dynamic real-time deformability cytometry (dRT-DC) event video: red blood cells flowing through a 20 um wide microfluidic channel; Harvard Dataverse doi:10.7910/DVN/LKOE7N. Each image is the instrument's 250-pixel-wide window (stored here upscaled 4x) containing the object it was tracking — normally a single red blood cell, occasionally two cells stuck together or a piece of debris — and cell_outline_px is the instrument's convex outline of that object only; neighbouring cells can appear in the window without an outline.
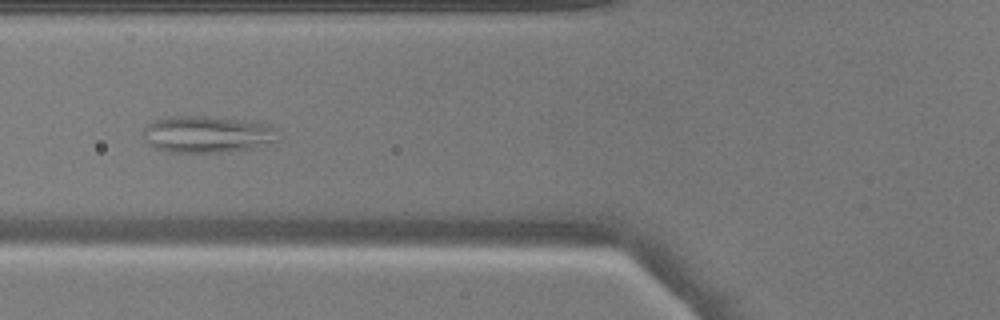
{"species": "common noctule bat (a hibernating species)", "species_latin": "Nyctalus noctula", "temperature_condition": "warm", "stored_images_in_passage": 37, "camera_frame_rate_fps": 3000, "um_per_image_px": 0.085, "animal": {"sex": "male", "body_mass_g": 17.9}, "frame": {"image": 1, "passage_image": 12, "time_ms": 3.667, "image_size_px": [1000, 320], "cell_outline_px": [[280, 140], [252, 148], [220, 152], [168, 152], [156, 148], [144, 136], [144, 128], [148, 124], [156, 120], [168, 116], [204, 116], [236, 120], [260, 124], [276, 128]], "centroid_in_image_um": [17.61, 11.42], "position_along_channel_um": 108.2, "area_um2": 28.26}}
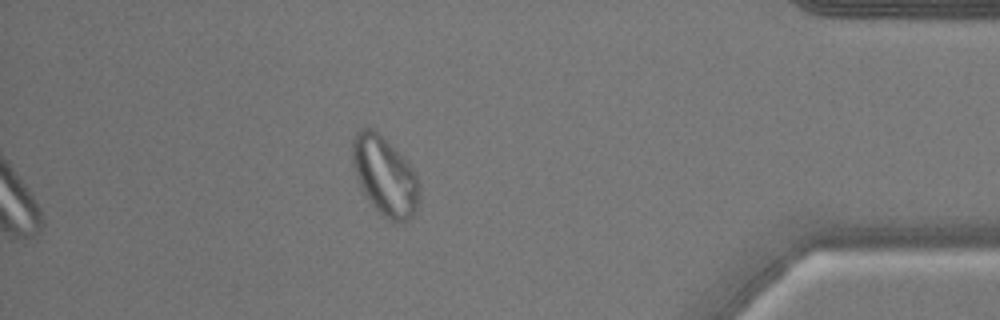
{"frame": {"image": 2, "passage_image": 37, "time_ms": 12.0, "image_size_px": [1000, 320], "cell_outline_px": [[420, 196], [416, 208], [412, 216], [404, 224], [392, 224], [372, 204], [364, 192], [356, 176], [352, 164], [352, 140], [356, 132], [364, 128], [372, 128], [412, 168], [416, 176], [420, 188]], "centroid_in_image_um": [32.71, 15.03], "position_along_channel_um": 402.5, "area_um2": 30.17}}